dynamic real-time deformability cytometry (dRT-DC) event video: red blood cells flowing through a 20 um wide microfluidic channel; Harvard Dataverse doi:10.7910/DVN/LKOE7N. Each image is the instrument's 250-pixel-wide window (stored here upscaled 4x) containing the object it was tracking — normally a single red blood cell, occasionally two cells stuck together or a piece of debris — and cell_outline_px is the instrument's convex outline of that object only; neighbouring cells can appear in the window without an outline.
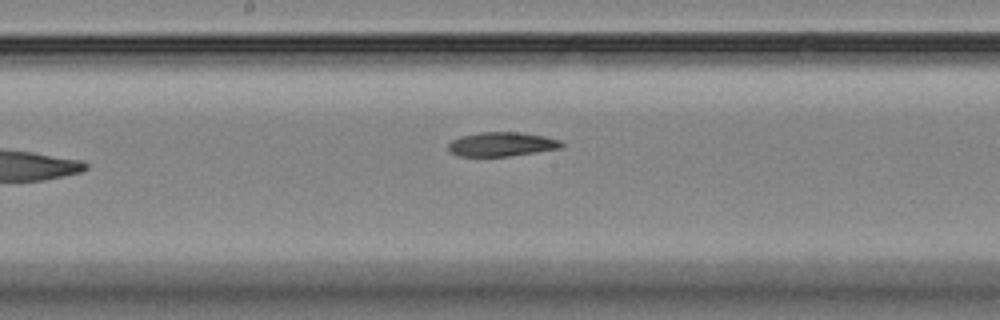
{"species": "Egyptian fruit bat (a non-hibernating species)", "species_latin": "Rousettus aegyptiacus", "temperature_condition": "room temperature", "stored_images_in_passage": 17, "camera_frame_rate_fps": 3000, "um_per_image_px": 0.085, "animal": {"sex": "female"}, "frame": {"image": 1, "passage_image": 10, "time_ms": 10.667, "image_size_px": [1000, 320], "cell_outline_px": [[564, 144], [560, 148], [536, 152], [508, 156], [460, 156], [452, 152], [448, 148], [448, 144], [452, 140], [460, 136], [480, 132], [520, 132], [544, 136], [560, 140]], "centroid_in_image_um": [42.64, 12.25], "position_along_channel_um": 205.6, "area_um2": 15.84}}
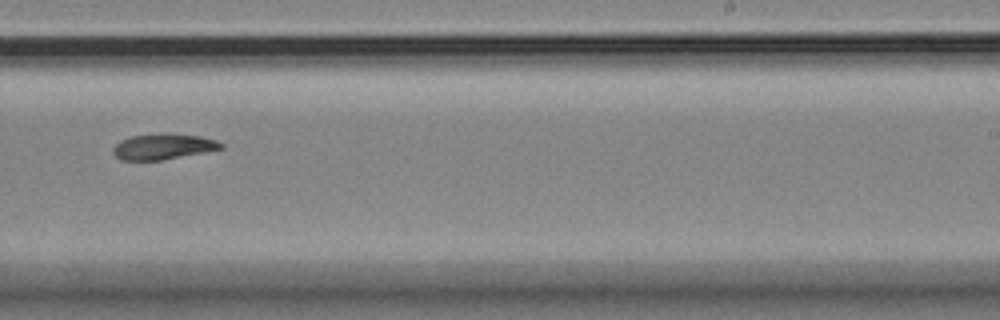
{"frame": {"image": 2, "passage_image": 12, "time_ms": 12.667, "image_size_px": [1000, 320], "cell_outline_px": [[224, 148], [204, 152], [160, 160], [120, 160], [112, 152], [112, 148], [120, 140], [132, 136], [160, 132], [168, 132], [200, 136], [216, 140], [224, 144]], "centroid_in_image_um": [13.86, 12.44], "position_along_channel_um": 275.1, "area_um2": 16.36}}